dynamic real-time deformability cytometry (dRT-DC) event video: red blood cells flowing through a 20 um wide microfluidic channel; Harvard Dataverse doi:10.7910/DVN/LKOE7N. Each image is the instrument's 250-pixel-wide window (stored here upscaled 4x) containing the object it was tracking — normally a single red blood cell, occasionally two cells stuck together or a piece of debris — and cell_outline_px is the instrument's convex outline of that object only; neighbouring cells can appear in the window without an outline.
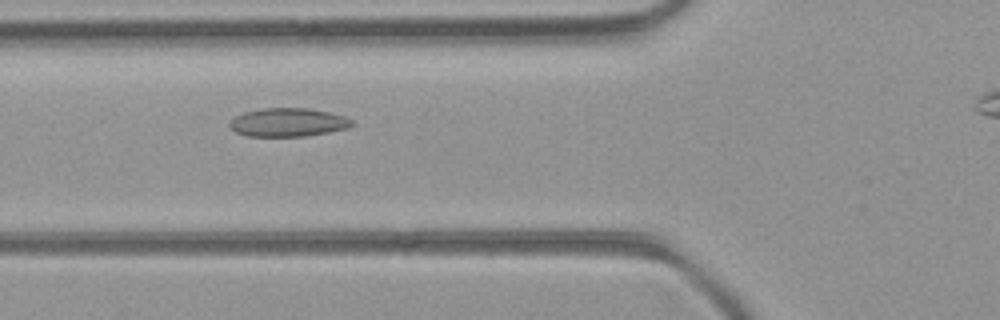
{"species": "common noctule bat (a hibernating species)", "species_latin": "Nyctalus noctula", "temperature_condition": "room temperature", "stored_images_in_passage": 44, "camera_frame_rate_fps": 3000, "um_per_image_px": 0.085, "animal": {"sex": "female", "body_mass_g": 21.9}, "frame": {"image": 1, "passage_image": 18, "time_ms": 5.667, "image_size_px": [1000, 320], "cell_outline_px": [[356, 124], [348, 128], [328, 132], [304, 136], [248, 136], [236, 132], [228, 124], [236, 116], [244, 112], [260, 108], [308, 108], [328, 112], [344, 116], [352, 120]], "centroid_in_image_um": [24.5, 10.39], "position_along_channel_um": 101.3, "area_um2": 20.23}}
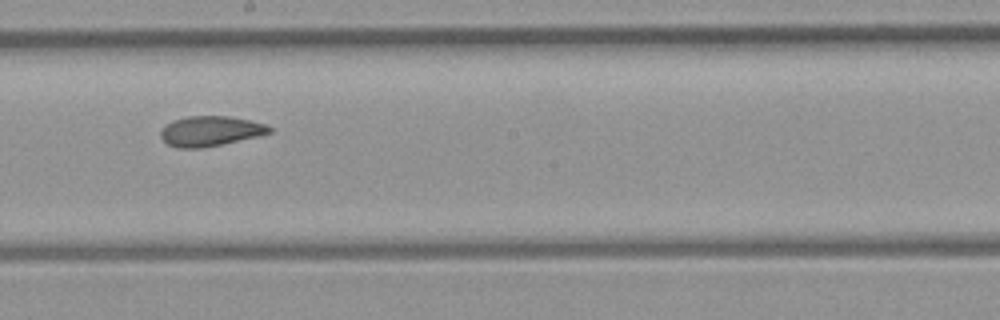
{"frame": {"image": 2, "passage_image": 27, "time_ms": 8.667, "image_size_px": [1000, 320], "cell_outline_px": [[272, 132], [256, 136], [220, 144], [200, 148], [180, 148], [168, 144], [160, 136], [160, 132], [172, 120], [188, 116], [228, 116], [248, 120], [264, 124], [272, 128]], "centroid_in_image_um": [17.86, 11.13], "position_along_channel_um": 230.3, "area_um2": 18.61}}
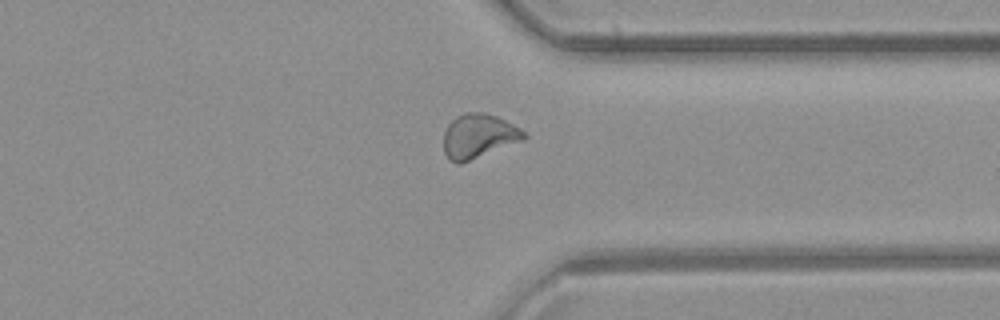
{"frame": {"image": 3, "passage_image": 37, "time_ms": 12.0, "image_size_px": [1000, 320], "cell_outline_px": [[528, 136], [524, 140], [460, 164], [456, 164], [448, 160], [444, 152], [444, 132], [448, 124], [456, 116], [464, 112], [484, 112], [496, 116], [520, 128]], "centroid_in_image_um": [40.66, 11.57], "position_along_channel_um": 370.7, "area_um2": 20.81}, "authors_computed_cell_mechanics": {"area_um2": 20.0566, "velocity_mm_per_s": 4.2805, "shape_relaxation_time_tau1_ms": null, "shape_relaxation_time_tau2_ms": 2.1451, "deformation_change_tau1": null, "deformation_change_tau2": 0.0743}}